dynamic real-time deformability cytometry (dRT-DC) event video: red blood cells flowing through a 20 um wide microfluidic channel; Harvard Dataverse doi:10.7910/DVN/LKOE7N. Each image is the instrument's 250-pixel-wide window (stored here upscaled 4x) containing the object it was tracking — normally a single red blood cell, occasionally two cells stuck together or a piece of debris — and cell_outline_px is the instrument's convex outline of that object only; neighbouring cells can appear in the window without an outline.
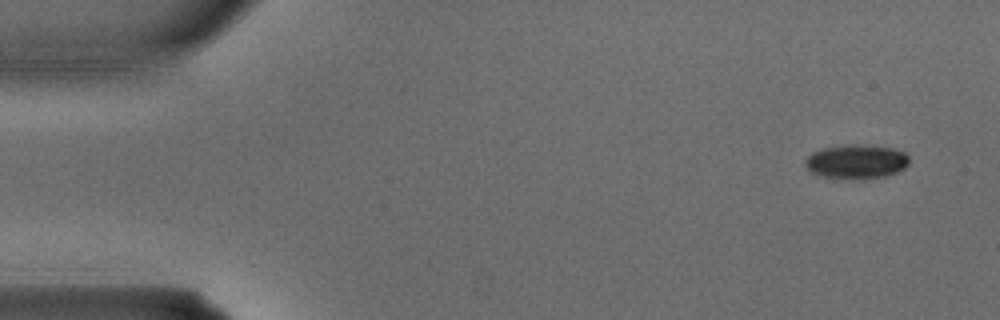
{"species": "common noctule bat (a hibernating species)", "species_latin": "Nyctalus noctula", "temperature_condition": "warm", "stored_images_in_passage": 3, "camera_frame_rate_fps": 3000, "um_per_image_px": 0.085, "animal": {"sex": "male", "body_mass_g": 15.6}, "frame": {"image": 1, "passage_image": 1, "time_ms": 0.0, "image_size_px": [1000, 320], "cell_outline_px": [[908, 164], [904, 168], [896, 172], [884, 176], [824, 176], [812, 172], [804, 164], [804, 160], [812, 152], [824, 148], [848, 144], [860, 144], [892, 148], [904, 152], [908, 156]], "centroid_in_image_um": [72.79, 13.67], "position_along_channel_um": 12.2, "area_um2": 19.77}}
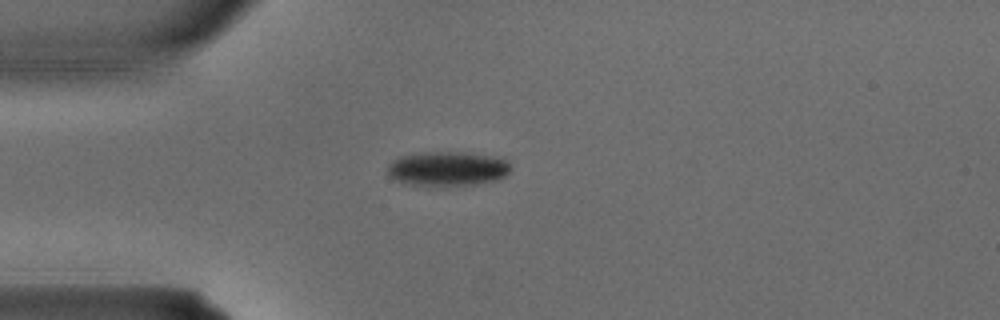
{"frame": {"image": 2, "passage_image": 3, "time_ms": 0.667, "image_size_px": [1000, 320], "cell_outline_px": [[512, 168], [500, 180], [476, 184], [404, 184], [388, 176], [388, 164], [392, 160], [400, 156], [424, 152], [464, 152], [508, 160]], "centroid_in_image_um": [38.03, 14.32], "position_along_channel_um": 47.0, "area_um2": 24.39}}